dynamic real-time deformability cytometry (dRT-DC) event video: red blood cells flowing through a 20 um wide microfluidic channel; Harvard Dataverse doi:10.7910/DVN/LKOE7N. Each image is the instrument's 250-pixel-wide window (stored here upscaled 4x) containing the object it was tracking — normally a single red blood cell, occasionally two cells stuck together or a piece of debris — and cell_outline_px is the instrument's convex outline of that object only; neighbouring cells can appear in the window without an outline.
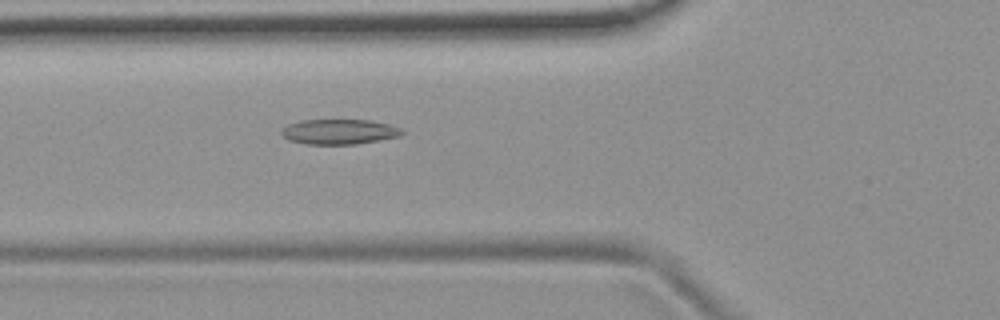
{"species": "common noctule bat (a hibernating species)", "species_latin": "Nyctalus noctula", "temperature_condition": "room temperature", "stored_images_in_passage": 50, "camera_frame_rate_fps": 3000, "um_per_image_px": 0.085, "animal": {"sex": "female", "body_mass_g": 19.9}, "frame": {"image": 1, "passage_image": 20, "time_ms": 6.333, "image_size_px": [1000, 320], "cell_outline_px": [[404, 132], [400, 136], [380, 140], [356, 144], [304, 144], [288, 140], [280, 132], [288, 124], [300, 120], [372, 120], [388, 124], [400, 128]], "centroid_in_image_um": [28.83, 11.2], "position_along_channel_um": 97.0, "area_um2": 17.63}}
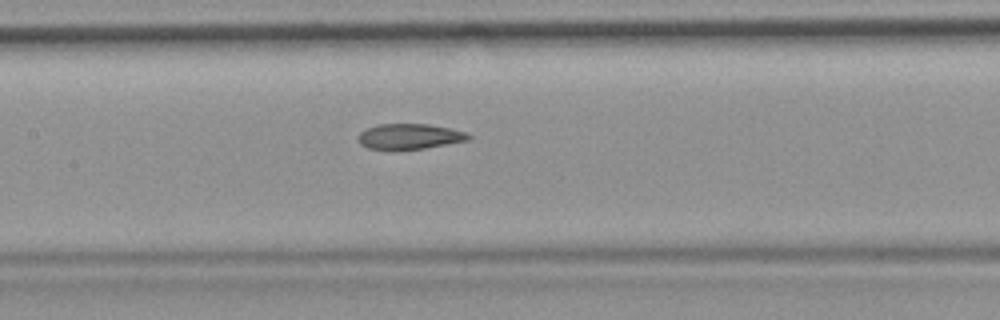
{"frame": {"image": 2, "passage_image": 26, "time_ms": 8.333, "image_size_px": [1000, 320], "cell_outline_px": [[472, 136], [468, 140], [424, 148], [368, 148], [360, 144], [360, 132], [368, 128], [380, 124], [428, 124], [452, 128], [464, 132]], "centroid_in_image_um": [34.86, 11.57], "position_along_channel_um": 172.5, "area_um2": 15.78}}
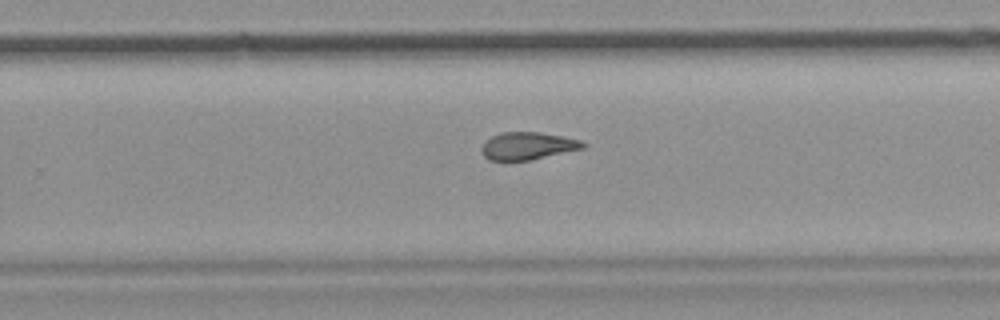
{"frame": {"image": 3, "passage_image": 35, "time_ms": 11.333, "image_size_px": [1000, 320], "cell_outline_px": [[588, 144], [584, 148], [528, 160], [488, 160], [484, 156], [480, 148], [484, 140], [500, 132], [540, 132], [580, 140]], "centroid_in_image_um": [44.81, 12.39], "position_along_channel_um": 285.0, "area_um2": 16.18}, "authors_computed_cell_mechanics": {"area_um2": 17.3689, "velocity_mm_per_s": 3.7676, "shape_relaxation_time_tau1_ms": null, "shape_relaxation_time_tau2_ms": 3.2261, "deformation_change_tau1": null, "deformation_change_tau2": 0.1015}}